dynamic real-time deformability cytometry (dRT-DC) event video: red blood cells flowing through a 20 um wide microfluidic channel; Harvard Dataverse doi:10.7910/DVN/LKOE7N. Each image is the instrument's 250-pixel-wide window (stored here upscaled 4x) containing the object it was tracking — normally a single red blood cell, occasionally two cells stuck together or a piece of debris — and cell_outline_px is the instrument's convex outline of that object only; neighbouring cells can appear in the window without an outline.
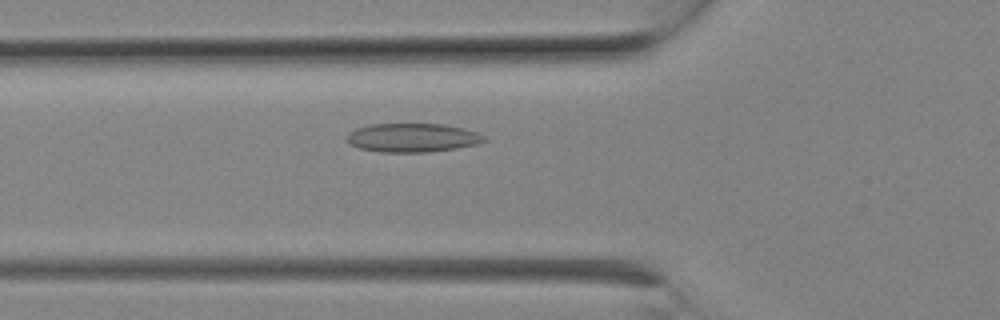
{"species": "Egyptian fruit bat (a non-hibernating species)", "species_latin": "Rousettus aegyptiacus", "temperature_condition": "room temperature", "stored_images_in_passage": 7, "camera_frame_rate_fps": 3000, "um_per_image_px": 0.085, "animal": {"sex": "female"}, "frame": {"image": 1, "passage_image": 7, "time_ms": 2.0, "image_size_px": [1000, 320], "cell_outline_px": [[488, 140], [476, 144], [456, 148], [428, 152], [380, 152], [360, 148], [348, 144], [348, 132], [356, 128], [372, 124], [444, 124], [464, 128], [476, 132], [484, 136]], "centroid_in_image_um": [35.06, 11.7], "position_along_channel_um": 90.7, "area_um2": 23.0}}